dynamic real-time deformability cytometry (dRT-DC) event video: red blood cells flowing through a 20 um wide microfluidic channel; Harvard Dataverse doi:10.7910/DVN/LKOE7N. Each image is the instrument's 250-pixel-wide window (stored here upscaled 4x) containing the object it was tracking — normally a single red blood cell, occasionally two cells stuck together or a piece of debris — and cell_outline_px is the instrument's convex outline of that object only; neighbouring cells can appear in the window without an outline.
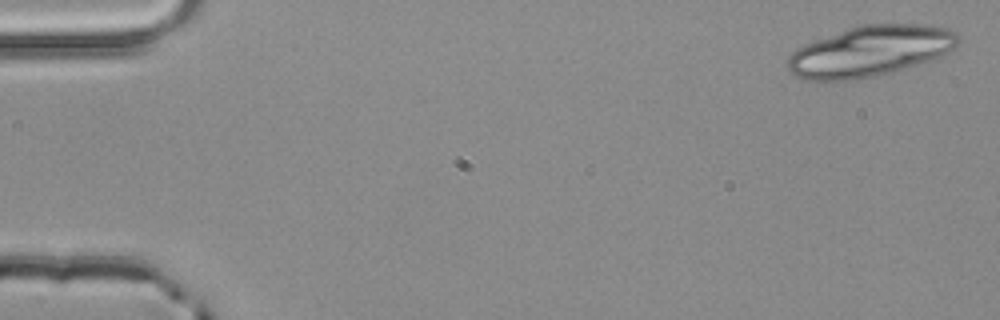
{"species": "common noctule bat (a hibernating species)", "species_latin": "Nyctalus noctula", "temperature_condition": "room temperature", "stored_images_in_passage": 4, "camera_frame_rate_fps": 3000, "um_per_image_px": 0.085, "animal": {"sex": "male", "body_mass_g": 20.4}, "frame": {"image": 1, "passage_image": 1, "time_ms": 0.0, "image_size_px": [1000, 320], "cell_outline_px": [[960, 44], [956, 48], [936, 60], [872, 76], [844, 80], [804, 80], [792, 76], [788, 72], [784, 64], [784, 60], [792, 52], [816, 40], [848, 28], [864, 24], [924, 24], [948, 28], [956, 32], [960, 36]], "centroid_in_image_um": [74.0, 4.35], "position_along_channel_um": 11.0, "area_um2": 50.63}}